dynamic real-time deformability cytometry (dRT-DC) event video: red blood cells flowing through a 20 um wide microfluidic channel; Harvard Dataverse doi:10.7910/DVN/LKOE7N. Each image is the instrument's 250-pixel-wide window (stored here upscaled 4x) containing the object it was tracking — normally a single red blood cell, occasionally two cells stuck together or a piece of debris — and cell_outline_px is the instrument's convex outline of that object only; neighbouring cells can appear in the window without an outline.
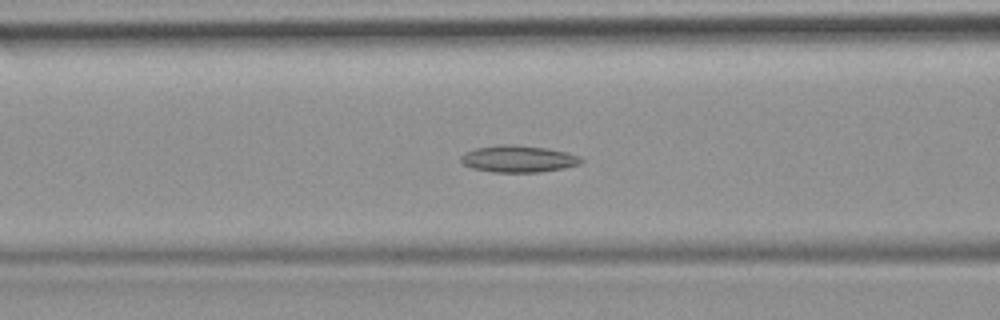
{"species": "common noctule bat (a hibernating species)", "species_latin": "Nyctalus noctula", "temperature_condition": "room temperature", "stored_images_in_passage": 42, "camera_frame_rate_fps": 3000, "um_per_image_px": 0.085, "animal": {"sex": "female", "body_mass_g": 19.9}, "frame": {"image": 1, "passage_image": 13, "time_ms": 4.0, "image_size_px": [1000, 320], "cell_outline_px": [[584, 160], [580, 164], [564, 168], [540, 172], [492, 172], [472, 168], [464, 164], [460, 160], [460, 156], [464, 152], [476, 148], [500, 144], [512, 144], [548, 148], [568, 152], [580, 156]], "centroid_in_image_um": [44.07, 13.5], "position_along_channel_um": 122.5, "area_um2": 19.02}}